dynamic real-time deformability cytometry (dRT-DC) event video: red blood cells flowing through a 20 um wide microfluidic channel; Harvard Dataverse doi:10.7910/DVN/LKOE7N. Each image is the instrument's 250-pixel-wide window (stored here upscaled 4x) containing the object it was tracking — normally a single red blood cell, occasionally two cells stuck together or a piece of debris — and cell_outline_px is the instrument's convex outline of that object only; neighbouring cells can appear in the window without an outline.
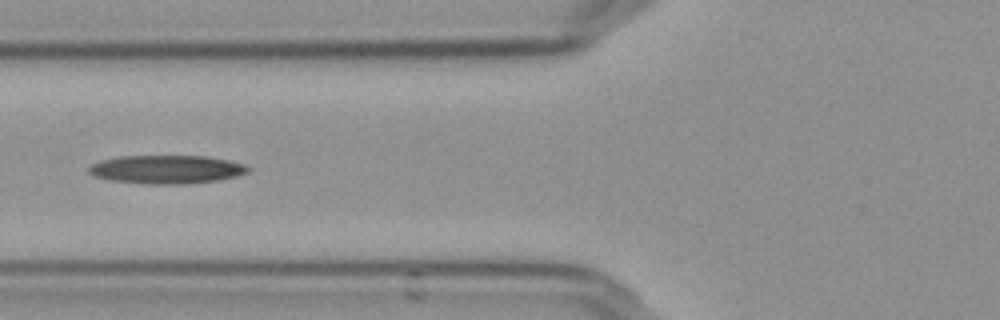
{"species": "Egyptian fruit bat (a non-hibernating species)", "species_latin": "Rousettus aegyptiacus", "temperature_condition": "cold", "stored_images_in_passage": 35, "camera_frame_rate_fps": 3000, "um_per_image_px": 0.085, "frame": {"image": 1, "passage_image": 6, "time_ms": 1.667, "image_size_px": [1000, 320], "cell_outline_px": [[252, 168], [248, 172], [236, 176], [220, 180], [184, 184], [148, 184], [108, 180], [92, 176], [88, 172], [88, 168], [92, 164], [100, 160], [120, 156], [208, 156], [228, 160], [244, 164]], "centroid_in_image_um": [14.15, 14.4], "position_along_channel_um": 111.7, "area_um2": 26.65}}